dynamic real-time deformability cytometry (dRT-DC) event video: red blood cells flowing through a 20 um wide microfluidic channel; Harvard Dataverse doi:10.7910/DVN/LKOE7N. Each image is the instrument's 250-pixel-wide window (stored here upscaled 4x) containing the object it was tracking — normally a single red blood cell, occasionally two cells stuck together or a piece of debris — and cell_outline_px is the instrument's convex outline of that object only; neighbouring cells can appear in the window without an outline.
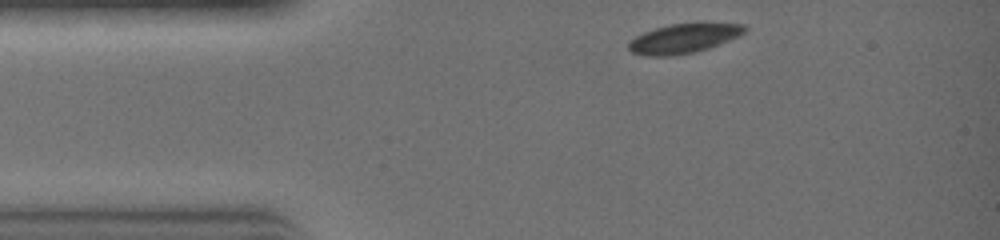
{"species": "common noctule bat (a hibernating species)", "species_latin": "Nyctalus noctula", "temperature_condition": "warm", "stored_images_in_passage": 23, "camera_frame_rate_fps": 3000, "um_per_image_px": 0.085, "animal": {"sex": "female", "body_mass_g": 19.0, "forearm_length_mm": 51.5}, "frame": {"image": 1, "passage_image": 1, "time_ms": 0.0, "image_size_px": [1000, 240], "cell_outline_px": [[748, 28], [744, 32], [728, 40], [708, 48], [692, 52], [672, 56], [648, 56], [632, 52], [628, 48], [628, 40], [644, 32], [668, 24], [744, 24]], "centroid_in_image_um": [58.04, 3.28], "position_along_channel_um": 27.0, "area_um2": 19.42}}
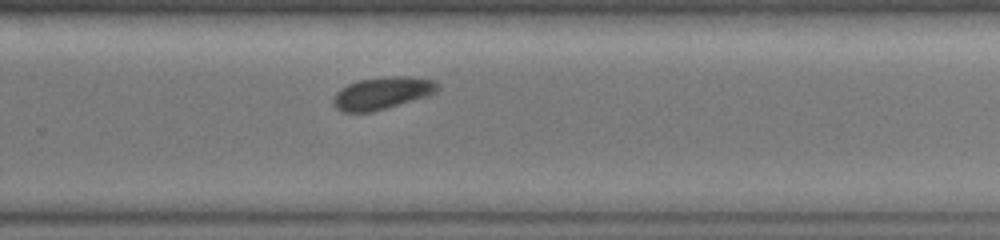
{"frame": {"image": 2, "passage_image": 16, "time_ms": 5.0, "image_size_px": [1000, 240], "cell_outline_px": [[440, 88], [436, 92], [428, 96], [388, 108], [372, 112], [340, 112], [332, 104], [332, 100], [336, 92], [340, 88], [348, 84], [360, 80], [388, 76], [408, 76], [436, 80], [440, 84]], "centroid_in_image_um": [32.51, 7.92], "position_along_channel_um": 297.3, "area_um2": 20.0}}
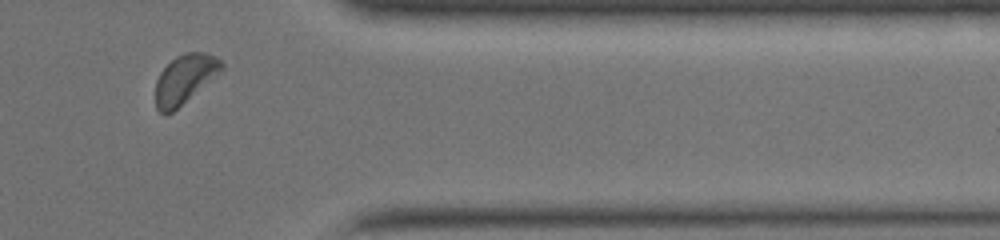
{"frame": {"image": 3, "passage_image": 21, "time_ms": 6.667, "image_size_px": [1000, 240], "cell_outline_px": [[224, 68], [220, 72], [172, 112], [164, 116], [156, 108], [156, 80], [160, 72], [176, 56], [188, 52], [208, 52], [220, 60], [224, 64]], "centroid_in_image_um": [15.69, 6.71], "position_along_channel_um": 395.7, "area_um2": 18.55}}